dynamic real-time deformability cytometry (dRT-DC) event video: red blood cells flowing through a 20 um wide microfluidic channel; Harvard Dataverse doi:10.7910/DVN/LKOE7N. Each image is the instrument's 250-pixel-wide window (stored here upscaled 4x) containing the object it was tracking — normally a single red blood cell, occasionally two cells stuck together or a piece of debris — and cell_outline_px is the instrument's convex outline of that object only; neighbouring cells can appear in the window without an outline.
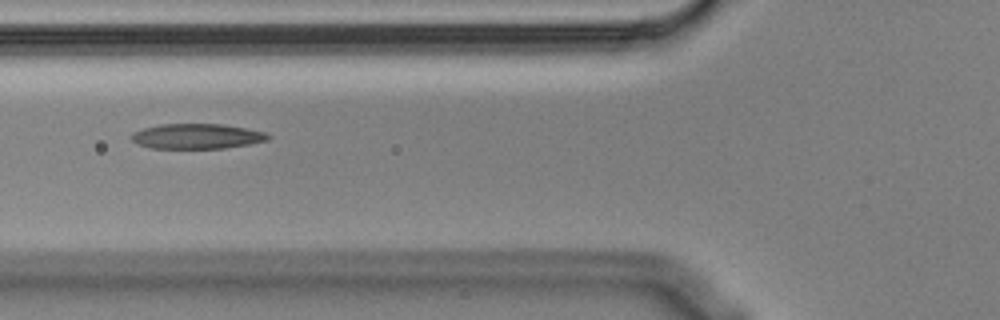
{"species": "Egyptian fruit bat (a non-hibernating species)", "species_latin": "Rousettus aegyptiacus", "temperature_condition": "cold", "stored_images_in_passage": 6, "camera_frame_rate_fps": 3000, "um_per_image_px": 0.085, "animal": {"sex": "male"}, "frame": {"image": 1, "passage_image": 3, "time_ms": 0.667, "image_size_px": [1000, 320], "cell_outline_px": [[272, 136], [268, 140], [248, 144], [224, 148], [152, 148], [140, 144], [132, 140], [128, 136], [132, 132], [144, 128], [160, 124], [224, 124], [268, 132]], "centroid_in_image_um": [16.76, 11.57], "position_along_channel_um": 109.0, "area_um2": 20.06}}
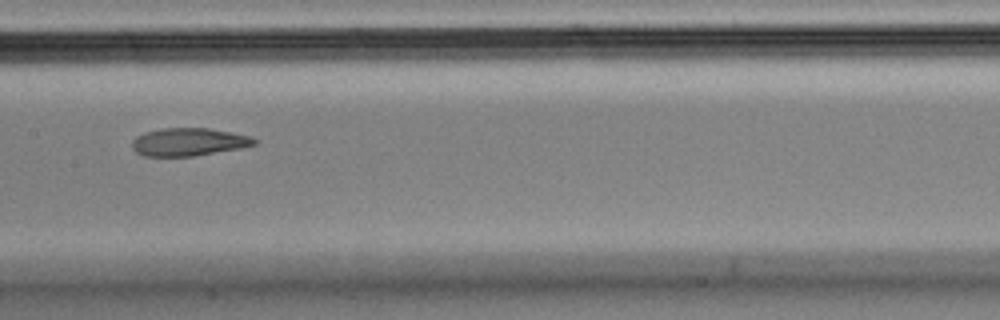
{"frame": {"image": 2, "passage_image": 5, "time_ms": 1.333, "image_size_px": [1000, 320], "cell_outline_px": [[256, 144], [240, 148], [192, 156], [144, 156], [136, 152], [132, 148], [132, 140], [136, 136], [144, 132], [164, 128], [208, 128], [248, 136], [256, 140]], "centroid_in_image_um": [15.97, 12.07], "position_along_channel_um": 191.4, "area_um2": 19.59}}
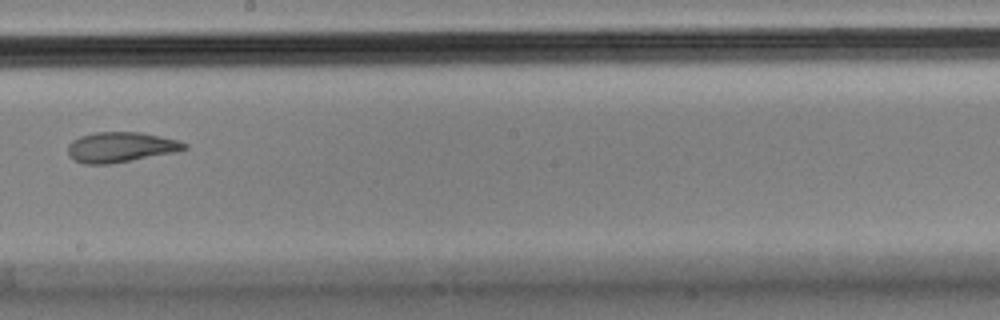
{"frame": {"image": 3, "passage_image": 6, "time_ms": 1.667, "image_size_px": [1000, 320], "cell_outline_px": [[188, 148], [176, 152], [132, 160], [108, 164], [84, 164], [72, 160], [68, 156], [68, 144], [72, 140], [80, 136], [92, 132], [140, 132], [160, 136], [176, 140], [188, 144]], "centroid_in_image_um": [10.22, 12.51], "position_along_channel_um": 238.0, "area_um2": 20.63}}